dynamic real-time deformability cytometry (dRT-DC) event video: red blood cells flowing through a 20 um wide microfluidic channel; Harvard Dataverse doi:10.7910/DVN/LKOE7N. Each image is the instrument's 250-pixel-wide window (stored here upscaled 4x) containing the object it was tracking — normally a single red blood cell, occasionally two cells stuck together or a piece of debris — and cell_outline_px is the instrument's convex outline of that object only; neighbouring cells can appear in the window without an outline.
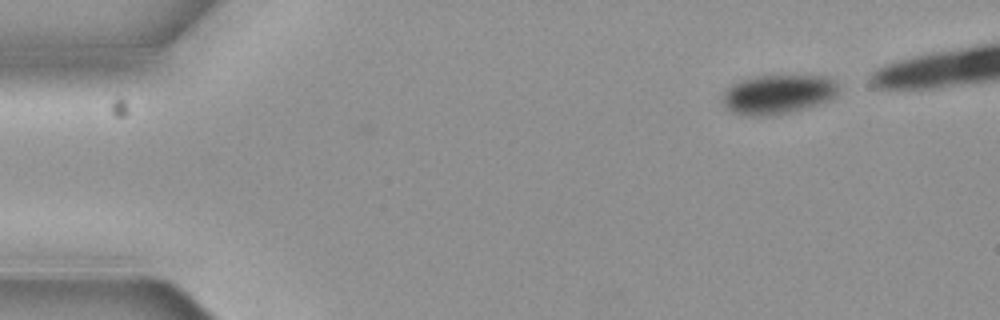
{"species": "common noctule bat (a hibernating species)", "species_latin": "Nyctalus noctula", "temperature_condition": "cold", "stored_images_in_passage": 2, "camera_frame_rate_fps": 3000, "um_per_image_px": 0.085, "animal": {"sex": "female", "body_mass_g": 19.3, "forearm_length_mm": 54.1}, "frame": {"image": 1, "passage_image": 2, "time_ms": 0.333, "image_size_px": [1000, 320], "cell_outline_px": [[840, 92], [836, 96], [828, 100], [816, 104], [784, 112], [732, 112], [724, 104], [724, 92], [736, 80], [752, 76], [832, 76], [836, 80], [840, 88]], "centroid_in_image_um": [66.22, 7.91], "position_along_channel_um": 18.8, "area_um2": 25.43}}